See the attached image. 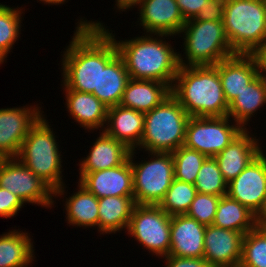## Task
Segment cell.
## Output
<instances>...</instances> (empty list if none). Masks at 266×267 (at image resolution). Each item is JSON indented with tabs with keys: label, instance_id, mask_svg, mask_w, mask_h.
<instances>
[{
	"label": "cell",
	"instance_id": "obj_1",
	"mask_svg": "<svg viewBox=\"0 0 266 267\" xmlns=\"http://www.w3.org/2000/svg\"><path fill=\"white\" fill-rule=\"evenodd\" d=\"M75 28L62 54V88L99 92L100 66H106L118 54L115 41L103 29Z\"/></svg>",
	"mask_w": 266,
	"mask_h": 267
},
{
	"label": "cell",
	"instance_id": "obj_2",
	"mask_svg": "<svg viewBox=\"0 0 266 267\" xmlns=\"http://www.w3.org/2000/svg\"><path fill=\"white\" fill-rule=\"evenodd\" d=\"M83 19L76 23L77 27L103 29L115 41L130 79L155 80L172 88L180 67L179 53L164 39L172 35L156 34V37H153L154 34L144 33L145 36L118 41L103 23Z\"/></svg>",
	"mask_w": 266,
	"mask_h": 267
},
{
	"label": "cell",
	"instance_id": "obj_3",
	"mask_svg": "<svg viewBox=\"0 0 266 267\" xmlns=\"http://www.w3.org/2000/svg\"><path fill=\"white\" fill-rule=\"evenodd\" d=\"M171 94L190 117H224L226 102L215 66H180Z\"/></svg>",
	"mask_w": 266,
	"mask_h": 267
},
{
	"label": "cell",
	"instance_id": "obj_4",
	"mask_svg": "<svg viewBox=\"0 0 266 267\" xmlns=\"http://www.w3.org/2000/svg\"><path fill=\"white\" fill-rule=\"evenodd\" d=\"M48 123L43 114L30 128L16 158L46 182L56 198L66 193V187L62 179V155Z\"/></svg>",
	"mask_w": 266,
	"mask_h": 267
},
{
	"label": "cell",
	"instance_id": "obj_5",
	"mask_svg": "<svg viewBox=\"0 0 266 267\" xmlns=\"http://www.w3.org/2000/svg\"><path fill=\"white\" fill-rule=\"evenodd\" d=\"M223 26L235 54H252L266 42V0H226Z\"/></svg>",
	"mask_w": 266,
	"mask_h": 267
},
{
	"label": "cell",
	"instance_id": "obj_6",
	"mask_svg": "<svg viewBox=\"0 0 266 267\" xmlns=\"http://www.w3.org/2000/svg\"><path fill=\"white\" fill-rule=\"evenodd\" d=\"M190 116L170 94L157 107L145 113L144 132L138 150L172 153L184 145Z\"/></svg>",
	"mask_w": 266,
	"mask_h": 267
},
{
	"label": "cell",
	"instance_id": "obj_7",
	"mask_svg": "<svg viewBox=\"0 0 266 267\" xmlns=\"http://www.w3.org/2000/svg\"><path fill=\"white\" fill-rule=\"evenodd\" d=\"M183 34L184 53L179 54L180 66H214L235 53L230 47L222 20H187L180 31Z\"/></svg>",
	"mask_w": 266,
	"mask_h": 267
},
{
	"label": "cell",
	"instance_id": "obj_8",
	"mask_svg": "<svg viewBox=\"0 0 266 267\" xmlns=\"http://www.w3.org/2000/svg\"><path fill=\"white\" fill-rule=\"evenodd\" d=\"M129 159L132 168L133 192L136 204L158 205L174 179V161L171 153L147 152L149 160L134 161L136 151Z\"/></svg>",
	"mask_w": 266,
	"mask_h": 267
},
{
	"label": "cell",
	"instance_id": "obj_9",
	"mask_svg": "<svg viewBox=\"0 0 266 267\" xmlns=\"http://www.w3.org/2000/svg\"><path fill=\"white\" fill-rule=\"evenodd\" d=\"M171 216L158 205L136 204L127 229L128 235L145 249L162 258L169 255Z\"/></svg>",
	"mask_w": 266,
	"mask_h": 267
},
{
	"label": "cell",
	"instance_id": "obj_10",
	"mask_svg": "<svg viewBox=\"0 0 266 267\" xmlns=\"http://www.w3.org/2000/svg\"><path fill=\"white\" fill-rule=\"evenodd\" d=\"M231 121L228 116L190 117L186 125L184 146L207 157L216 156L244 131L239 124Z\"/></svg>",
	"mask_w": 266,
	"mask_h": 267
},
{
	"label": "cell",
	"instance_id": "obj_11",
	"mask_svg": "<svg viewBox=\"0 0 266 267\" xmlns=\"http://www.w3.org/2000/svg\"><path fill=\"white\" fill-rule=\"evenodd\" d=\"M0 188L18 196L23 203L51 208L54 190L17 158H0Z\"/></svg>",
	"mask_w": 266,
	"mask_h": 267
},
{
	"label": "cell",
	"instance_id": "obj_12",
	"mask_svg": "<svg viewBox=\"0 0 266 267\" xmlns=\"http://www.w3.org/2000/svg\"><path fill=\"white\" fill-rule=\"evenodd\" d=\"M42 115L38 105L0 109V158L17 157L30 128Z\"/></svg>",
	"mask_w": 266,
	"mask_h": 267
},
{
	"label": "cell",
	"instance_id": "obj_13",
	"mask_svg": "<svg viewBox=\"0 0 266 267\" xmlns=\"http://www.w3.org/2000/svg\"><path fill=\"white\" fill-rule=\"evenodd\" d=\"M227 195L257 215L266 200V155L263 151L228 183Z\"/></svg>",
	"mask_w": 266,
	"mask_h": 267
},
{
	"label": "cell",
	"instance_id": "obj_14",
	"mask_svg": "<svg viewBox=\"0 0 266 267\" xmlns=\"http://www.w3.org/2000/svg\"><path fill=\"white\" fill-rule=\"evenodd\" d=\"M243 234L217 226H206L203 258L212 267H238Z\"/></svg>",
	"mask_w": 266,
	"mask_h": 267
},
{
	"label": "cell",
	"instance_id": "obj_15",
	"mask_svg": "<svg viewBox=\"0 0 266 267\" xmlns=\"http://www.w3.org/2000/svg\"><path fill=\"white\" fill-rule=\"evenodd\" d=\"M137 8L140 14L139 26L147 34H167L173 37L180 34L186 23L176 0H144Z\"/></svg>",
	"mask_w": 266,
	"mask_h": 267
},
{
	"label": "cell",
	"instance_id": "obj_16",
	"mask_svg": "<svg viewBox=\"0 0 266 267\" xmlns=\"http://www.w3.org/2000/svg\"><path fill=\"white\" fill-rule=\"evenodd\" d=\"M78 182L98 199L108 196H134L129 158L117 167L86 173Z\"/></svg>",
	"mask_w": 266,
	"mask_h": 267
},
{
	"label": "cell",
	"instance_id": "obj_17",
	"mask_svg": "<svg viewBox=\"0 0 266 267\" xmlns=\"http://www.w3.org/2000/svg\"><path fill=\"white\" fill-rule=\"evenodd\" d=\"M244 130L219 154L214 156L224 180L235 179L263 150L259 139Z\"/></svg>",
	"mask_w": 266,
	"mask_h": 267
},
{
	"label": "cell",
	"instance_id": "obj_18",
	"mask_svg": "<svg viewBox=\"0 0 266 267\" xmlns=\"http://www.w3.org/2000/svg\"><path fill=\"white\" fill-rule=\"evenodd\" d=\"M206 226L186 214L171 216L169 255L201 258L204 253Z\"/></svg>",
	"mask_w": 266,
	"mask_h": 267
},
{
	"label": "cell",
	"instance_id": "obj_19",
	"mask_svg": "<svg viewBox=\"0 0 266 267\" xmlns=\"http://www.w3.org/2000/svg\"><path fill=\"white\" fill-rule=\"evenodd\" d=\"M214 66L228 105L258 76L256 60L251 54H235Z\"/></svg>",
	"mask_w": 266,
	"mask_h": 267
},
{
	"label": "cell",
	"instance_id": "obj_20",
	"mask_svg": "<svg viewBox=\"0 0 266 267\" xmlns=\"http://www.w3.org/2000/svg\"><path fill=\"white\" fill-rule=\"evenodd\" d=\"M145 113L121 105L109 107L104 132L135 150L144 132Z\"/></svg>",
	"mask_w": 266,
	"mask_h": 267
},
{
	"label": "cell",
	"instance_id": "obj_21",
	"mask_svg": "<svg viewBox=\"0 0 266 267\" xmlns=\"http://www.w3.org/2000/svg\"><path fill=\"white\" fill-rule=\"evenodd\" d=\"M99 133L87 157L80 161L79 180L86 173L117 167L129 158L131 150L123 143L108 136L104 131Z\"/></svg>",
	"mask_w": 266,
	"mask_h": 267
},
{
	"label": "cell",
	"instance_id": "obj_22",
	"mask_svg": "<svg viewBox=\"0 0 266 267\" xmlns=\"http://www.w3.org/2000/svg\"><path fill=\"white\" fill-rule=\"evenodd\" d=\"M68 113L85 130H104L108 107L94 94L64 89ZM104 127V128H103Z\"/></svg>",
	"mask_w": 266,
	"mask_h": 267
},
{
	"label": "cell",
	"instance_id": "obj_23",
	"mask_svg": "<svg viewBox=\"0 0 266 267\" xmlns=\"http://www.w3.org/2000/svg\"><path fill=\"white\" fill-rule=\"evenodd\" d=\"M171 94V88L159 81L129 79L119 105L143 113L157 107Z\"/></svg>",
	"mask_w": 266,
	"mask_h": 267
},
{
	"label": "cell",
	"instance_id": "obj_24",
	"mask_svg": "<svg viewBox=\"0 0 266 267\" xmlns=\"http://www.w3.org/2000/svg\"><path fill=\"white\" fill-rule=\"evenodd\" d=\"M98 231L104 235L128 229L133 209L134 196H108L98 199Z\"/></svg>",
	"mask_w": 266,
	"mask_h": 267
},
{
	"label": "cell",
	"instance_id": "obj_25",
	"mask_svg": "<svg viewBox=\"0 0 266 267\" xmlns=\"http://www.w3.org/2000/svg\"><path fill=\"white\" fill-rule=\"evenodd\" d=\"M122 57L117 54L106 66H100L99 92H93L108 108L119 105L129 80Z\"/></svg>",
	"mask_w": 266,
	"mask_h": 267
},
{
	"label": "cell",
	"instance_id": "obj_26",
	"mask_svg": "<svg viewBox=\"0 0 266 267\" xmlns=\"http://www.w3.org/2000/svg\"><path fill=\"white\" fill-rule=\"evenodd\" d=\"M30 234L9 230L0 235V267H27L33 263L35 253Z\"/></svg>",
	"mask_w": 266,
	"mask_h": 267
},
{
	"label": "cell",
	"instance_id": "obj_27",
	"mask_svg": "<svg viewBox=\"0 0 266 267\" xmlns=\"http://www.w3.org/2000/svg\"><path fill=\"white\" fill-rule=\"evenodd\" d=\"M77 190L66 199L64 205L67 213L66 221L76 227H97L98 229V198L80 183Z\"/></svg>",
	"mask_w": 266,
	"mask_h": 267
},
{
	"label": "cell",
	"instance_id": "obj_28",
	"mask_svg": "<svg viewBox=\"0 0 266 267\" xmlns=\"http://www.w3.org/2000/svg\"><path fill=\"white\" fill-rule=\"evenodd\" d=\"M213 225L245 235L256 227V215L226 194L218 202Z\"/></svg>",
	"mask_w": 266,
	"mask_h": 267
},
{
	"label": "cell",
	"instance_id": "obj_29",
	"mask_svg": "<svg viewBox=\"0 0 266 267\" xmlns=\"http://www.w3.org/2000/svg\"><path fill=\"white\" fill-rule=\"evenodd\" d=\"M266 104V93L260 78L257 76L245 89L229 104L227 116L244 130L250 118L256 111Z\"/></svg>",
	"mask_w": 266,
	"mask_h": 267
},
{
	"label": "cell",
	"instance_id": "obj_30",
	"mask_svg": "<svg viewBox=\"0 0 266 267\" xmlns=\"http://www.w3.org/2000/svg\"><path fill=\"white\" fill-rule=\"evenodd\" d=\"M21 7L12 8L0 3V64L4 63L14 43L19 39L22 23Z\"/></svg>",
	"mask_w": 266,
	"mask_h": 267
},
{
	"label": "cell",
	"instance_id": "obj_31",
	"mask_svg": "<svg viewBox=\"0 0 266 267\" xmlns=\"http://www.w3.org/2000/svg\"><path fill=\"white\" fill-rule=\"evenodd\" d=\"M197 194L193 184L173 179L158 206L170 216L186 214Z\"/></svg>",
	"mask_w": 266,
	"mask_h": 267
},
{
	"label": "cell",
	"instance_id": "obj_32",
	"mask_svg": "<svg viewBox=\"0 0 266 267\" xmlns=\"http://www.w3.org/2000/svg\"><path fill=\"white\" fill-rule=\"evenodd\" d=\"M174 161V178L193 184L197 179L198 171L207 156L184 145L171 153Z\"/></svg>",
	"mask_w": 266,
	"mask_h": 267
},
{
	"label": "cell",
	"instance_id": "obj_33",
	"mask_svg": "<svg viewBox=\"0 0 266 267\" xmlns=\"http://www.w3.org/2000/svg\"><path fill=\"white\" fill-rule=\"evenodd\" d=\"M238 267H266V231L255 227L243 236Z\"/></svg>",
	"mask_w": 266,
	"mask_h": 267
},
{
	"label": "cell",
	"instance_id": "obj_34",
	"mask_svg": "<svg viewBox=\"0 0 266 267\" xmlns=\"http://www.w3.org/2000/svg\"><path fill=\"white\" fill-rule=\"evenodd\" d=\"M194 186L197 193L223 196L228 183L224 180L214 157H207L197 174Z\"/></svg>",
	"mask_w": 266,
	"mask_h": 267
},
{
	"label": "cell",
	"instance_id": "obj_35",
	"mask_svg": "<svg viewBox=\"0 0 266 267\" xmlns=\"http://www.w3.org/2000/svg\"><path fill=\"white\" fill-rule=\"evenodd\" d=\"M220 198L221 196L197 193L186 215L205 226L212 225Z\"/></svg>",
	"mask_w": 266,
	"mask_h": 267
},
{
	"label": "cell",
	"instance_id": "obj_36",
	"mask_svg": "<svg viewBox=\"0 0 266 267\" xmlns=\"http://www.w3.org/2000/svg\"><path fill=\"white\" fill-rule=\"evenodd\" d=\"M24 206L21 199L5 188H0V217H14Z\"/></svg>",
	"mask_w": 266,
	"mask_h": 267
},
{
	"label": "cell",
	"instance_id": "obj_37",
	"mask_svg": "<svg viewBox=\"0 0 266 267\" xmlns=\"http://www.w3.org/2000/svg\"><path fill=\"white\" fill-rule=\"evenodd\" d=\"M226 0H208L193 19L203 21L223 20Z\"/></svg>",
	"mask_w": 266,
	"mask_h": 267
},
{
	"label": "cell",
	"instance_id": "obj_38",
	"mask_svg": "<svg viewBox=\"0 0 266 267\" xmlns=\"http://www.w3.org/2000/svg\"><path fill=\"white\" fill-rule=\"evenodd\" d=\"M165 259V267H212L203 257L201 258H183L168 255Z\"/></svg>",
	"mask_w": 266,
	"mask_h": 267
},
{
	"label": "cell",
	"instance_id": "obj_39",
	"mask_svg": "<svg viewBox=\"0 0 266 267\" xmlns=\"http://www.w3.org/2000/svg\"><path fill=\"white\" fill-rule=\"evenodd\" d=\"M208 0H176L185 21L193 19Z\"/></svg>",
	"mask_w": 266,
	"mask_h": 267
},
{
	"label": "cell",
	"instance_id": "obj_40",
	"mask_svg": "<svg viewBox=\"0 0 266 267\" xmlns=\"http://www.w3.org/2000/svg\"><path fill=\"white\" fill-rule=\"evenodd\" d=\"M251 55L256 60L258 73H266V42L259 46Z\"/></svg>",
	"mask_w": 266,
	"mask_h": 267
},
{
	"label": "cell",
	"instance_id": "obj_41",
	"mask_svg": "<svg viewBox=\"0 0 266 267\" xmlns=\"http://www.w3.org/2000/svg\"><path fill=\"white\" fill-rule=\"evenodd\" d=\"M144 0H115L117 9L125 11L133 8L134 6H140Z\"/></svg>",
	"mask_w": 266,
	"mask_h": 267
},
{
	"label": "cell",
	"instance_id": "obj_42",
	"mask_svg": "<svg viewBox=\"0 0 266 267\" xmlns=\"http://www.w3.org/2000/svg\"><path fill=\"white\" fill-rule=\"evenodd\" d=\"M256 227L266 231V200L261 210L256 215Z\"/></svg>",
	"mask_w": 266,
	"mask_h": 267
},
{
	"label": "cell",
	"instance_id": "obj_43",
	"mask_svg": "<svg viewBox=\"0 0 266 267\" xmlns=\"http://www.w3.org/2000/svg\"><path fill=\"white\" fill-rule=\"evenodd\" d=\"M38 1V0H37ZM40 2H44V4L48 5H59L65 3L66 0H39Z\"/></svg>",
	"mask_w": 266,
	"mask_h": 267
},
{
	"label": "cell",
	"instance_id": "obj_44",
	"mask_svg": "<svg viewBox=\"0 0 266 267\" xmlns=\"http://www.w3.org/2000/svg\"><path fill=\"white\" fill-rule=\"evenodd\" d=\"M258 77L260 78L262 85L264 87V91L266 93V73H258Z\"/></svg>",
	"mask_w": 266,
	"mask_h": 267
}]
</instances>
